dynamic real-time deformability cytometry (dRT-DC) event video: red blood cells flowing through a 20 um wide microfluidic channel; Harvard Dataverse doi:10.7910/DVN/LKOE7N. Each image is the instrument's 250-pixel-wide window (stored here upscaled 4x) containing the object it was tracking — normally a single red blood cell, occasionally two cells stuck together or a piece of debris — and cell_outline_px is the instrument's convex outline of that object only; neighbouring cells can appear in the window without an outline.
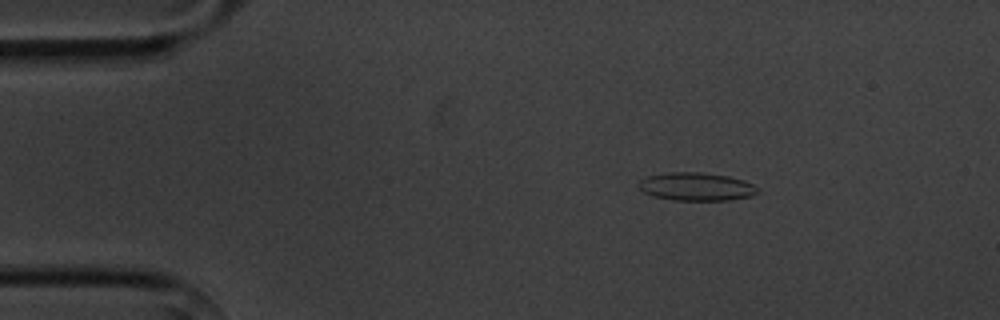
{"species": "common noctule bat (a hibernating species)", "species_latin": "Nyctalus noctula", "temperature_condition": "cold", "stored_images_in_passage": 4, "camera_frame_rate_fps": 3000, "um_per_image_px": 0.085, "animal": {"sex": "male", "body_mass_g": 20.1, "forearm_length_mm": 53.5}, "frame": {"image": 1, "passage_image": 2, "time_ms": 2.0, "image_size_px": [1000, 320], "cell_outline_px": [[760, 192], [752, 196], [728, 200], [672, 200], [656, 196], [644, 192], [640, 188], [640, 180], [648, 176], [668, 172], [700, 172], [728, 176], [744, 180], [752, 184]], "centroid_in_image_um": [59.22, 15.86], "position_along_channel_um": 25.8, "area_um2": 19.31}}